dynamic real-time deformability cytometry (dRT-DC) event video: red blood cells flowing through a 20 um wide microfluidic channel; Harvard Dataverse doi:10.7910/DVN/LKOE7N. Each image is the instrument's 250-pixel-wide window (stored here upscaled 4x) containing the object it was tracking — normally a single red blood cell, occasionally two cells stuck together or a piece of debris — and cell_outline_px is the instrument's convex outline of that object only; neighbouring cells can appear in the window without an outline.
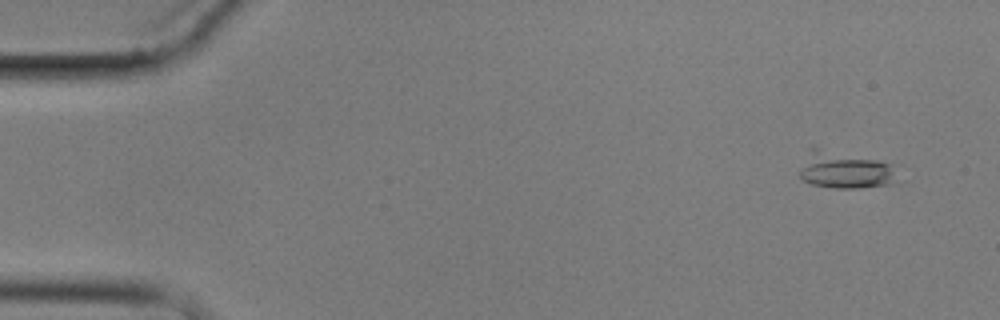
{"species": "common noctule bat (a hibernating species)", "species_latin": "Nyctalus noctula", "temperature_condition": "cold", "stored_images_in_passage": 4, "camera_frame_rate_fps": 3000, "um_per_image_px": 0.085, "animal": {"sex": "male", "body_mass_g": 17.9}, "frame": {"image": 1, "passage_image": 1, "time_ms": 0.0, "image_size_px": [1000, 320], "cell_outline_px": [[900, 180], [892, 184], [860, 188], [836, 188], [812, 184], [804, 180], [800, 176], [800, 172], [808, 148], [820, 148], [876, 160], [892, 164]], "centroid_in_image_um": [71.86, 14.47], "position_along_channel_um": 13.1, "area_um2": 20.98}}
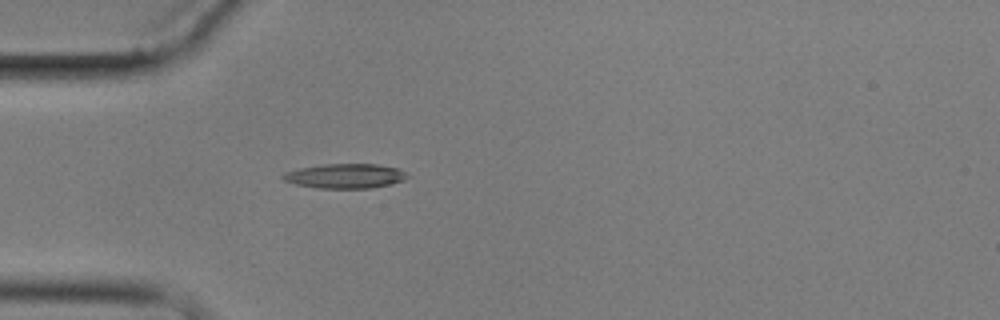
{"frame": {"image": 2, "passage_image": 4, "time_ms": 4.333, "image_size_px": [1000, 320], "cell_outline_px": [[408, 176], [404, 180], [392, 184], [372, 188], [316, 188], [296, 184], [284, 180], [280, 176], [284, 172], [300, 168], [320, 164], [376, 164], [400, 168]], "centroid_in_image_um": [29.34, 14.96], "position_along_channel_um": 55.7, "area_um2": 17.92}}